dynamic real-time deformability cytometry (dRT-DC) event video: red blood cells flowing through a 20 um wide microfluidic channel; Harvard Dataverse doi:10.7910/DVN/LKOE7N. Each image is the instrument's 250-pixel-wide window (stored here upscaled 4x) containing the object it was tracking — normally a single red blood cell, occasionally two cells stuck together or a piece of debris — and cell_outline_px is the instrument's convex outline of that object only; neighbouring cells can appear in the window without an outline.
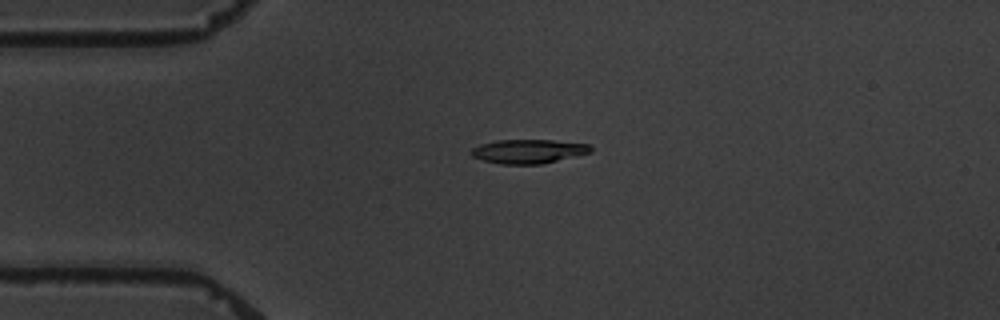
{"species": "common noctule bat (a hibernating species)", "species_latin": "Nyctalus noctula", "temperature_condition": "warm", "stored_images_in_passage": 4, "camera_frame_rate_fps": 3000, "um_per_image_px": 0.085, "animal": {"sex": "male", "body_mass_g": 19.5, "forearm_length_mm": 54.6}, "frame": {"image": 1, "passage_image": 2, "time_ms": 2.0, "image_size_px": [1000, 320], "cell_outline_px": [[592, 152], [540, 164], [500, 164], [484, 160], [472, 156], [468, 152], [472, 148], [480, 144], [496, 140], [552, 140], [588, 144], [592, 148]], "centroid_in_image_um": [44.87, 12.86], "position_along_channel_um": 40.1, "area_um2": 16.65}}